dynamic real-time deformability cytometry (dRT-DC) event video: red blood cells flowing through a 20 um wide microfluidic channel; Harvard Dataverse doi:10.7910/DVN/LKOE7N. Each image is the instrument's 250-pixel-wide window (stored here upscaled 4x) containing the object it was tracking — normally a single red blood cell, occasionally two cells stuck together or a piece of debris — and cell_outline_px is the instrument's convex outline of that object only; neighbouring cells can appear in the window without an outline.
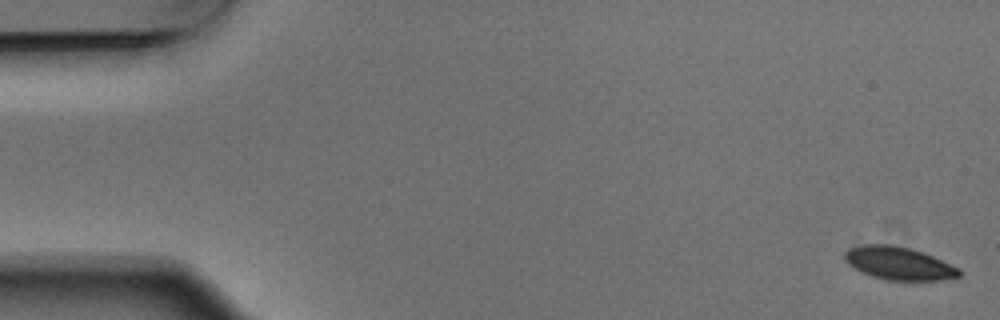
{"species": "Egyptian fruit bat (a non-hibernating species)", "species_latin": "Rousettus aegyptiacus", "temperature_condition": "warm", "stored_images_in_passage": 5, "camera_frame_rate_fps": 3000, "um_per_image_px": 0.085, "animal": {"sex": "male"}, "frame": {"image": 1, "passage_image": 1, "time_ms": 0.0, "image_size_px": [1000, 320], "cell_outline_px": [[960, 276], [940, 280], [884, 280], [872, 276], [848, 264], [844, 260], [844, 252], [848, 248], [860, 244], [888, 244], [912, 248], [924, 252], [960, 268]], "centroid_in_image_um": [76.38, 22.36], "position_along_channel_um": 8.6, "area_um2": 22.08}}